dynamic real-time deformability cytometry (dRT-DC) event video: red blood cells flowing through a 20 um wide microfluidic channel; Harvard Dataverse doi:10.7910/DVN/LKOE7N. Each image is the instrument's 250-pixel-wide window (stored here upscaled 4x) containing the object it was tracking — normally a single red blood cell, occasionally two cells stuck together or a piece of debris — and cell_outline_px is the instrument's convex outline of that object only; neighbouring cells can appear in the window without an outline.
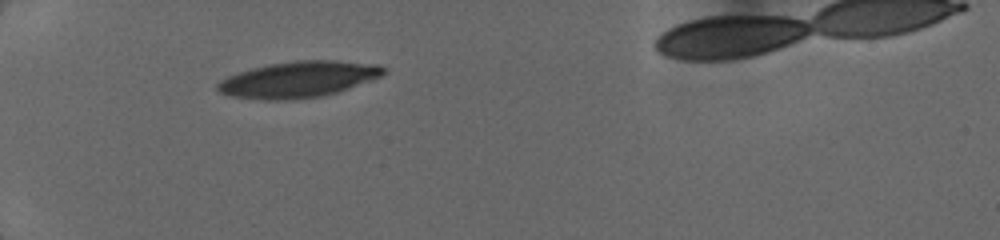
{"species": "human", "species_latin": "Homo sapiens", "temperature_condition": "cold", "stored_images_in_passage": 9, "camera_frame_rate_fps": 3000, "um_per_image_px": 0.085, "donor": {"sex": "female"}, "frame": {"image": 1, "passage_image": 1, "time_ms": 0.0, "image_size_px": [1000, 240], "cell_outline_px": [[384, 72], [380, 76], [372, 80], [336, 92], [320, 96], [288, 100], [264, 100], [228, 96], [220, 92], [216, 88], [216, 84], [220, 80], [228, 76], [252, 68], [268, 64], [296, 60], [336, 60], [380, 64], [384, 68]], "centroid_in_image_um": [25.34, 6.74], "position_along_channel_um": 59.7, "area_um2": 34.91}}
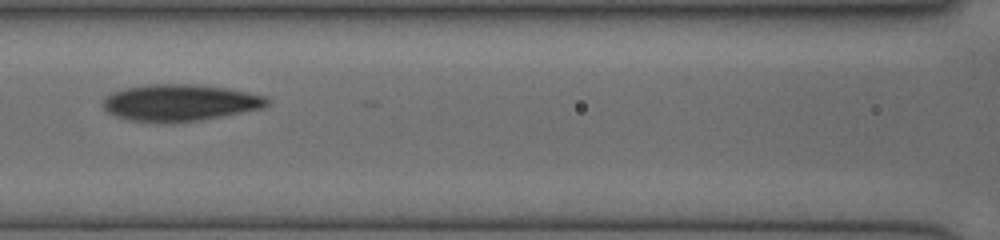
{"frame": {"image": 2, "passage_image": 4, "time_ms": 2.667, "image_size_px": [1000, 240], "cell_outline_px": [[268, 104], [260, 108], [200, 120], [172, 124], [164, 124], [132, 120], [116, 116], [108, 112], [104, 108], [104, 96], [112, 92], [124, 88], [144, 84], [196, 84], [224, 88], [268, 96]], "centroid_in_image_um": [15.24, 8.73], "position_along_channel_um": 151.4, "area_um2": 35.14}}
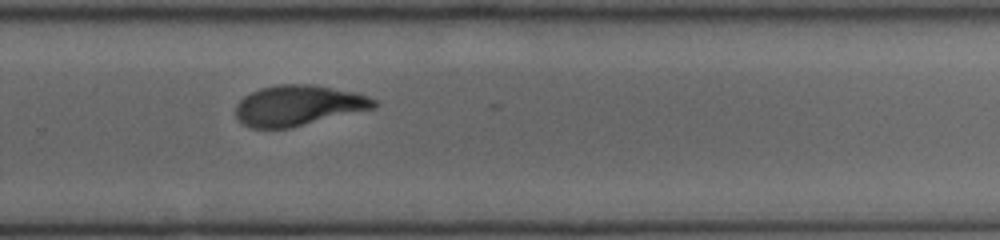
{"frame": {"image": 3, "passage_image": 8, "time_ms": 6.333, "image_size_px": [1000, 240], "cell_outline_px": [[380, 104], [376, 108], [292, 128], [252, 128], [244, 124], [236, 116], [236, 104], [244, 96], [260, 88], [276, 84], [316, 84], [356, 92], [368, 96], [376, 100]], "centroid_in_image_um": [25.41, 8.96], "position_along_channel_um": 304.4, "area_um2": 33.06}}